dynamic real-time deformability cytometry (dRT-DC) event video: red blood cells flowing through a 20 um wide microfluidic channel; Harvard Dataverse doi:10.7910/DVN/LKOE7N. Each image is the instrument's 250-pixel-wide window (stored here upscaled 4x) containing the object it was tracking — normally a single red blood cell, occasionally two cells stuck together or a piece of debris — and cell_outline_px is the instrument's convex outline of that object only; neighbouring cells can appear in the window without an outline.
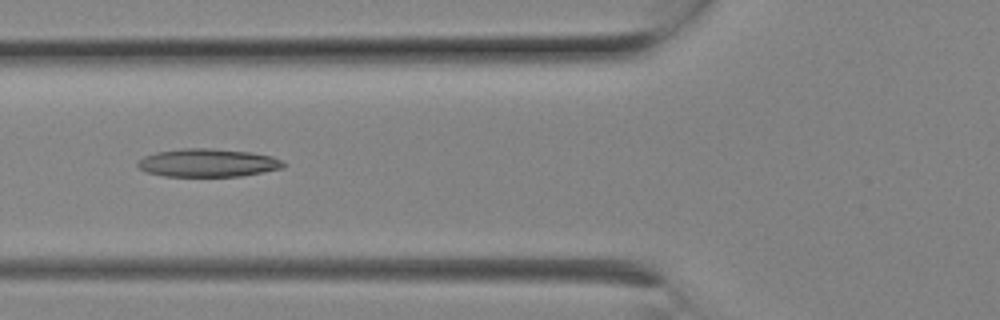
{"species": "Egyptian fruit bat (a non-hibernating species)", "species_latin": "Rousettus aegyptiacus", "temperature_condition": "room temperature", "stored_images_in_passage": 9, "camera_frame_rate_fps": 3000, "um_per_image_px": 0.085, "animal": {"sex": "female"}, "frame": {"image": 1, "passage_image": 7, "time_ms": 2.0, "image_size_px": [1000, 320], "cell_outline_px": [[288, 164], [284, 168], [240, 176], [164, 176], [148, 172], [140, 168], [136, 164], [144, 156], [156, 152], [180, 148], [212, 148], [248, 152], [272, 156], [284, 160]], "centroid_in_image_um": [17.71, 13.83], "position_along_channel_um": 108.1, "area_um2": 23.93}}
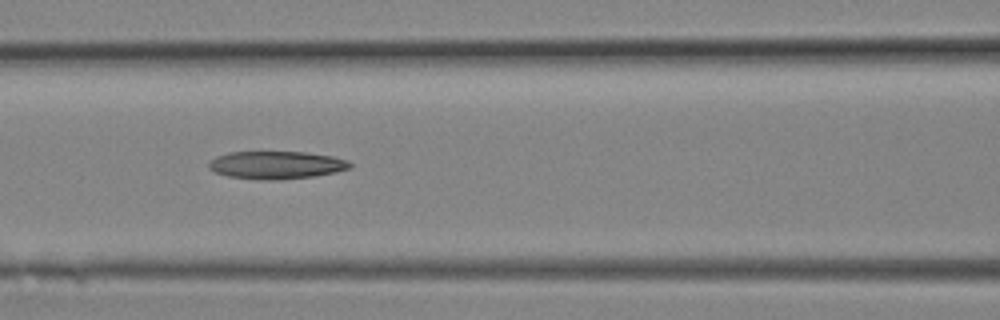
{"frame": {"image": 2, "passage_image": 8, "time_ms": 2.333, "image_size_px": [1000, 320], "cell_outline_px": [[352, 168], [336, 172], [316, 176], [272, 180], [264, 180], [228, 176], [216, 172], [208, 168], [208, 160], [216, 156], [228, 152], [308, 152], [332, 156], [348, 160], [352, 164]], "centroid_in_image_um": [23.5, 14.02], "position_along_channel_um": 143.1, "area_um2": 23.0}}
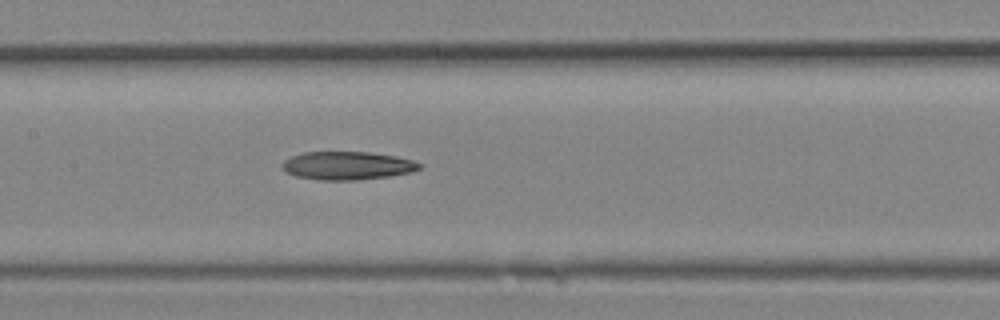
{"frame": {"image": 3, "passage_image": 9, "time_ms": 2.667, "image_size_px": [1000, 320], "cell_outline_px": [[424, 164], [420, 168], [412, 172], [392, 176], [356, 180], [316, 180], [296, 176], [284, 172], [280, 164], [284, 160], [292, 156], [304, 152], [368, 152], [396, 156], [412, 160]], "centroid_in_image_um": [29.51, 14.08], "position_along_channel_um": 177.9, "area_um2": 22.83}}